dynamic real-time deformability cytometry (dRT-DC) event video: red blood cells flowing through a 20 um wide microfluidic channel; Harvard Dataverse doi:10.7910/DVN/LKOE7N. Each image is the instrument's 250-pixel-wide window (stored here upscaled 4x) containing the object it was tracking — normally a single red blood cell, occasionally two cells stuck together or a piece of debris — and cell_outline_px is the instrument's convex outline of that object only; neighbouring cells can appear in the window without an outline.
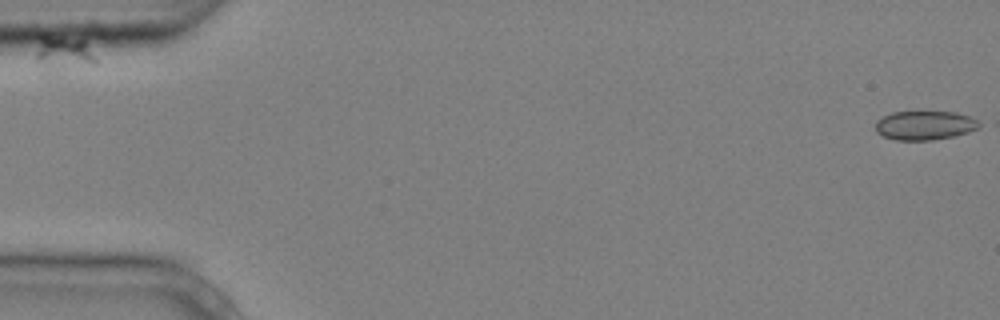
{"species": "common noctule bat (a hibernating species)", "species_latin": "Nyctalus noctula", "temperature_condition": "cold", "stored_images_in_passage": 4, "camera_frame_rate_fps": 3000, "um_per_image_px": 0.085, "animal": {"sex": "male", "body_mass_g": 20.4}, "frame": {"image": 1, "passage_image": 1, "time_ms": 0.0, "image_size_px": [1000, 320], "cell_outline_px": [[96, 64], [52, 76], [44, 72], [36, 56], [36, 52], [40, 36], [48, 36], [84, 40], [96, 60]], "centroid_in_image_um": [5.37, 4.66], "position_along_channel_um": 79.6, "area_um2": 12.66}}